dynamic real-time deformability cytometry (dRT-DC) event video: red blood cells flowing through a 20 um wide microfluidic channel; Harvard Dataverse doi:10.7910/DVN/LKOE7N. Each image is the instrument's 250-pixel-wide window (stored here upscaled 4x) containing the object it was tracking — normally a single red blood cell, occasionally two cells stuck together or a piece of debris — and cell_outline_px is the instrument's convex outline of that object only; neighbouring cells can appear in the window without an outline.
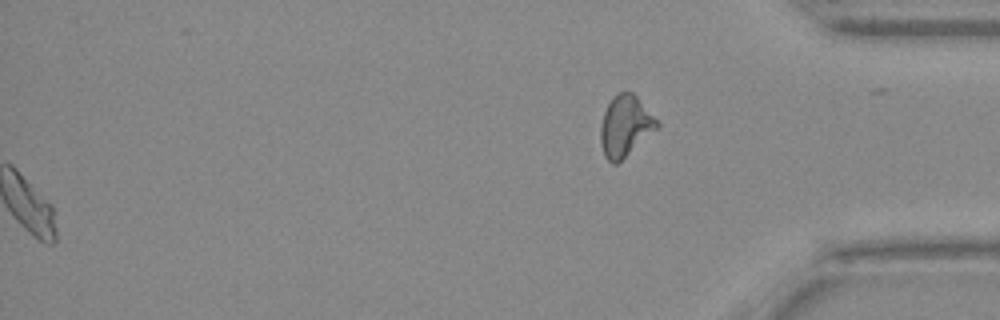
{"species": "Egyptian fruit bat (a non-hibernating species)", "species_latin": "Rousettus aegyptiacus", "temperature_condition": "warm", "stored_images_in_passage": 50, "segment_of_instrument_passage": [2, 2], "camera_frame_rate_fps": 3000, "um_per_image_px": 0.085, "animal": {"sex": "female"}, "frame": {"image": 1, "passage_image": 50, "time_ms": 16.333, "image_size_px": [1000, 320], "cell_outline_px": [[660, 124], [656, 128], [616, 164], [612, 164], [604, 156], [600, 144], [600, 124], [604, 112], [612, 96], [620, 92], [632, 92], [636, 96]], "centroid_in_image_um": [53.08, 10.7], "position_along_channel_um": 382.1, "area_um2": 19.54}}